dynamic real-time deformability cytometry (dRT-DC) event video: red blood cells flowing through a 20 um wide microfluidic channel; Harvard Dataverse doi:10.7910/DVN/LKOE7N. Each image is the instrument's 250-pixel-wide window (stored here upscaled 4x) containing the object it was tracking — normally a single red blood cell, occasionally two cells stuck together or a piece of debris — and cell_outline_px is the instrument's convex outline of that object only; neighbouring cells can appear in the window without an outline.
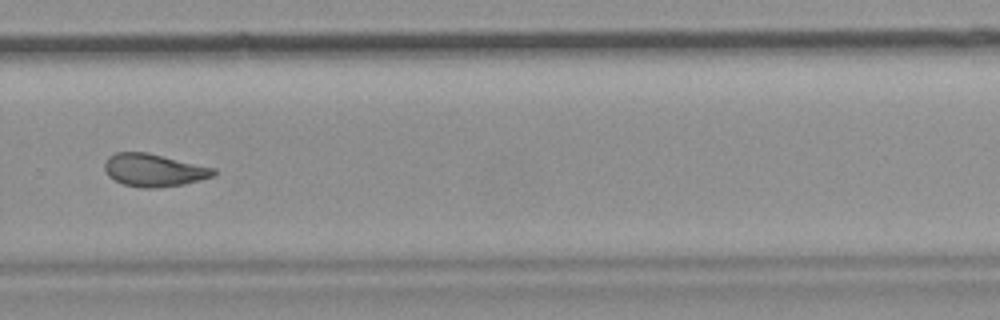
{"species": "common noctule bat (a hibernating species)", "species_latin": "Nyctalus noctula", "temperature_condition": "room temperature", "stored_images_in_passage": 38, "camera_frame_rate_fps": 3000, "um_per_image_px": 0.085, "animal": {"sex": "female", "body_mass_g": 19.9}, "frame": {"image": 1, "passage_image": 22, "time_ms": 7.0, "image_size_px": [1000, 320], "cell_outline_px": [[216, 172], [212, 176], [200, 180], [184, 184], [152, 188], [140, 188], [124, 184], [108, 176], [104, 168], [104, 164], [108, 156], [116, 152], [148, 152], [216, 168]], "centroid_in_image_um": [13.07, 14.45], "position_along_channel_um": 316.7, "area_um2": 20.81}, "authors_computed_cell_mechanics": {"area_um2": 21.2126, "velocity_mm_per_s": 3.7406, "shape_relaxation_time_tau1_ms": null, "shape_relaxation_time_tau2_ms": 4.5863, "deformation_change_tau1": null, "deformation_change_tau2": 0.1162}}